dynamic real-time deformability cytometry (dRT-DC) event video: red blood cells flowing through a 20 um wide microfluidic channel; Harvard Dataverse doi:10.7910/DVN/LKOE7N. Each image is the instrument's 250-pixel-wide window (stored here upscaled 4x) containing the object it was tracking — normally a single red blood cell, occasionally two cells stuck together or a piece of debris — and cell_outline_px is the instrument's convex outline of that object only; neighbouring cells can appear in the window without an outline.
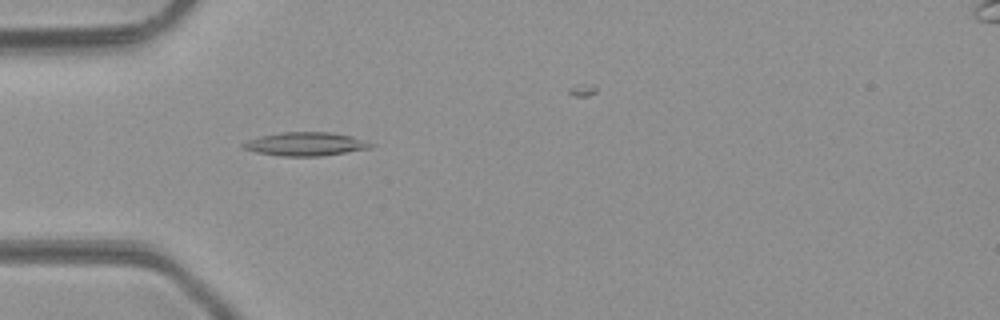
{"species": "common noctule bat (a hibernating species)", "species_latin": "Nyctalus noctula", "temperature_condition": "room temperature", "stored_images_in_passage": 30, "camera_frame_rate_fps": 3000, "um_per_image_px": 0.085, "animal": {"sex": "male", "body_mass_g": 23.1, "forearm_length_mm": 52.7}, "frame": {"image": 1, "passage_image": 1, "time_ms": 0.0, "image_size_px": [1000, 320], "cell_outline_px": [[376, 144], [372, 148], [320, 156], [280, 156], [256, 152], [240, 148], [240, 144], [248, 140], [260, 136], [280, 132], [328, 132], [352, 136]], "centroid_in_image_um": [25.95, 12.24], "position_along_channel_um": 59.0, "area_um2": 17.63}}
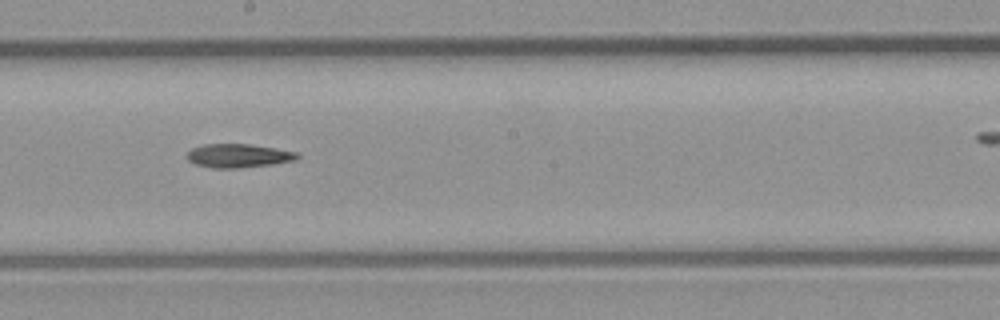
{"frame": {"image": 2, "passage_image": 13, "time_ms": 4.0, "image_size_px": [1000, 320], "cell_outline_px": [[300, 156], [296, 160], [272, 164], [236, 168], [212, 168], [196, 164], [188, 160], [188, 152], [192, 148], [204, 144], [248, 144], [276, 148], [296, 152]], "centroid_in_image_um": [20.27, 13.23], "position_along_channel_um": 227.9, "area_um2": 15.09}}
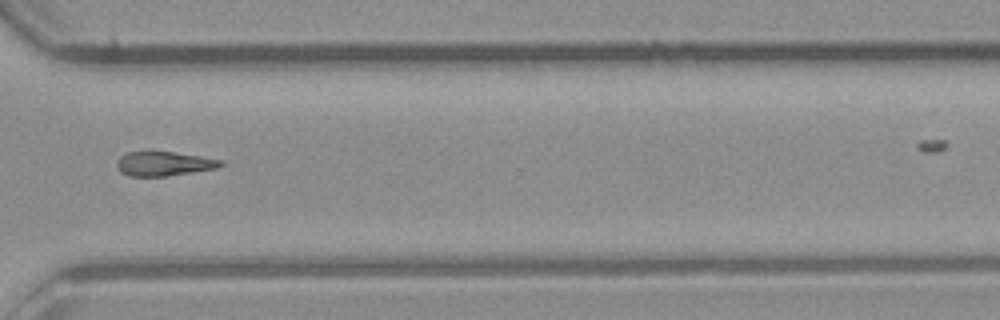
{"frame": {"image": 3, "passage_image": 22, "time_ms": 7.0, "image_size_px": [1000, 320], "cell_outline_px": [[224, 164], [216, 168], [168, 176], [128, 176], [120, 172], [116, 164], [116, 160], [120, 156], [128, 152], [172, 152], [200, 156], [224, 160]], "centroid_in_image_um": [13.92, 13.92], "position_along_channel_um": 356.7, "area_um2": 14.68}}